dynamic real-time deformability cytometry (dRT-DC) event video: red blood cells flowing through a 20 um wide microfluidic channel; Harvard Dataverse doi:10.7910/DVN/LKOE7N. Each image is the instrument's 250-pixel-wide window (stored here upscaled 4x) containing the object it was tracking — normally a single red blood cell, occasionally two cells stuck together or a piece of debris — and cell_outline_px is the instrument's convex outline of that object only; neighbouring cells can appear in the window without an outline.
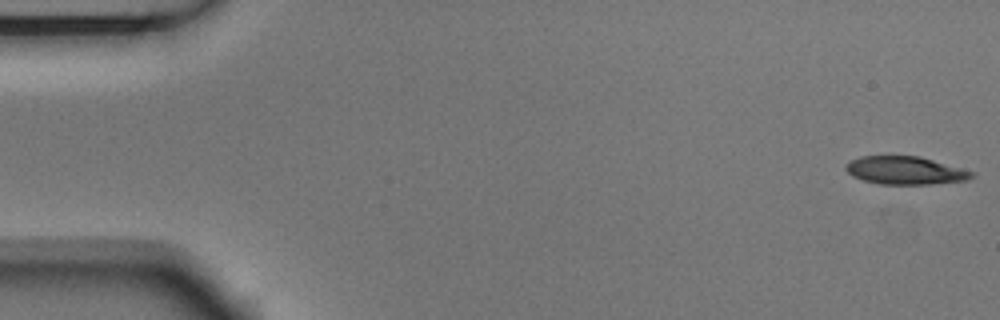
{"species": "Egyptian fruit bat (a non-hibernating species)", "species_latin": "Rousettus aegyptiacus", "temperature_condition": "room temperature", "stored_images_in_passage": 54, "camera_frame_rate_fps": 3000, "um_per_image_px": 0.085, "animal": {"sex": "male"}, "frame": {"image": 1, "passage_image": 1, "time_ms": 0.0, "image_size_px": [1000, 320], "cell_outline_px": [[976, 176], [968, 180], [928, 184], [880, 184], [864, 180], [852, 176], [844, 168], [852, 160], [860, 156], [920, 156], [976, 172]], "centroid_in_image_um": [77.0, 14.49], "position_along_channel_um": 8.0, "area_um2": 20.52}}
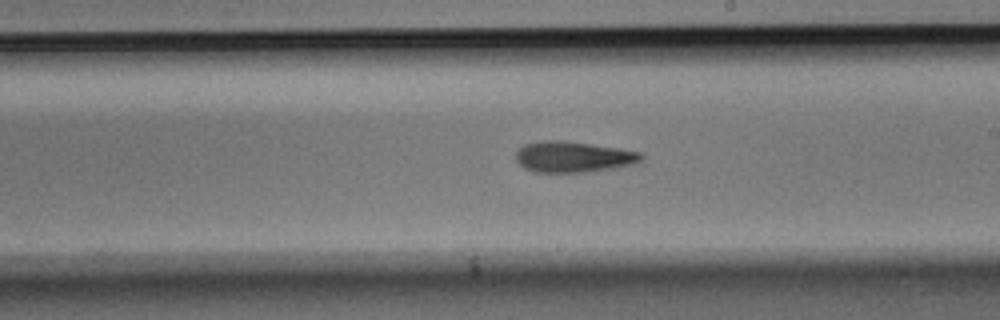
{"frame": {"image": 2, "passage_image": 31, "time_ms": 10.0, "image_size_px": [1000, 320], "cell_outline_px": [[644, 160], [632, 164], [612, 168], [584, 172], [536, 172], [524, 168], [516, 160], [516, 152], [524, 144], [540, 140], [564, 140], [620, 148], [644, 152]], "centroid_in_image_um": [48.75, 13.32], "position_along_channel_um": 240.2, "area_um2": 22.77}}
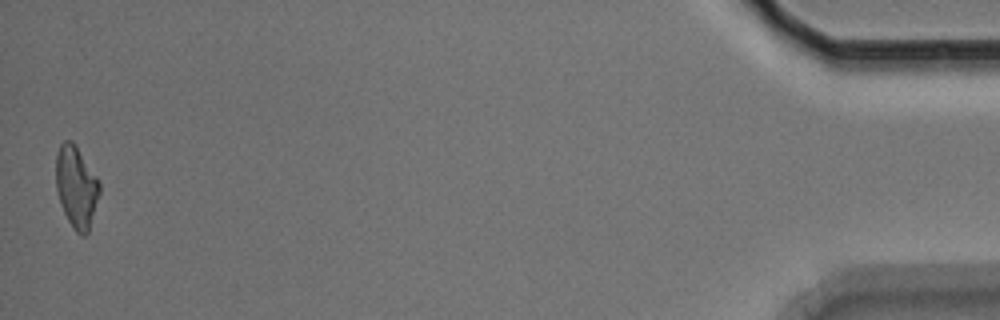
{"frame": {"image": 3, "passage_image": 54, "time_ms": 17.667, "image_size_px": [1000, 320], "cell_outline_px": [[100, 192], [88, 232], [84, 236], [80, 236], [72, 228], [60, 204], [56, 188], [56, 152], [60, 144], [64, 140], [72, 140], [76, 144], [100, 180]], "centroid_in_image_um": [6.49, 15.86], "position_along_channel_um": 428.7, "area_um2": 21.1}, "authors_computed_cell_mechanics": {"area_um2": 21.8195, "velocity_mm_per_s": 3.674, "shape_relaxation_time_tau1_ms": 5.7373, "shape_relaxation_time_tau2_ms": 8.9327, "deformation_change_tau1": 0.182, "deformation_change_tau2": 0.2168}}